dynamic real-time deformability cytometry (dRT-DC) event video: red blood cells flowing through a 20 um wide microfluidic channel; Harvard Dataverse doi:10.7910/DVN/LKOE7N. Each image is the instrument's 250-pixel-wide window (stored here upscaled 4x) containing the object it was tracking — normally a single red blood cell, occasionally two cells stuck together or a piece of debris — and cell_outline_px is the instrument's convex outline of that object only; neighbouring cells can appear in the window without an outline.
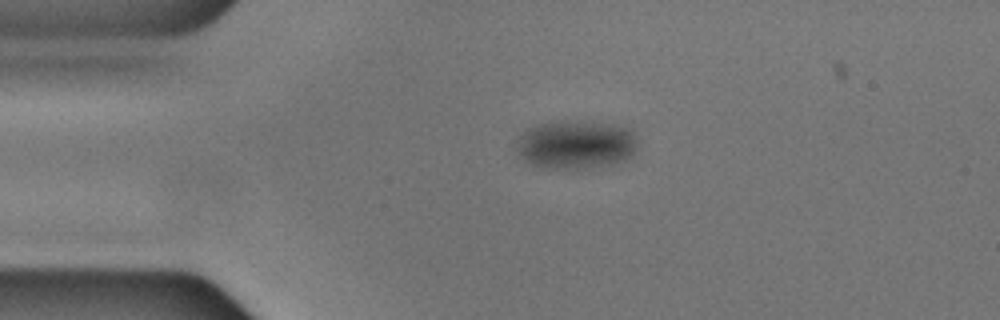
{"species": "common noctule bat (a hibernating species)", "species_latin": "Nyctalus noctula", "temperature_condition": "cold", "stored_images_in_passage": 45, "camera_frame_rate_fps": 3000, "um_per_image_px": 0.085, "animal": {"sex": "male", "body_mass_g": 17.9, "forearm_length_mm": 54.2}, "frame": {"image": 1, "passage_image": 1, "time_ms": 0.0, "image_size_px": [1000, 320], "cell_outline_px": [[636, 152], [632, 156], [624, 160], [612, 164], [576, 168], [544, 168], [532, 164], [516, 148], [520, 136], [524, 132], [536, 124], [560, 120], [580, 120], [616, 124], [628, 128], [636, 136]], "centroid_in_image_um": [49.0, 12.25], "position_along_channel_um": 36.0, "area_um2": 34.22}}
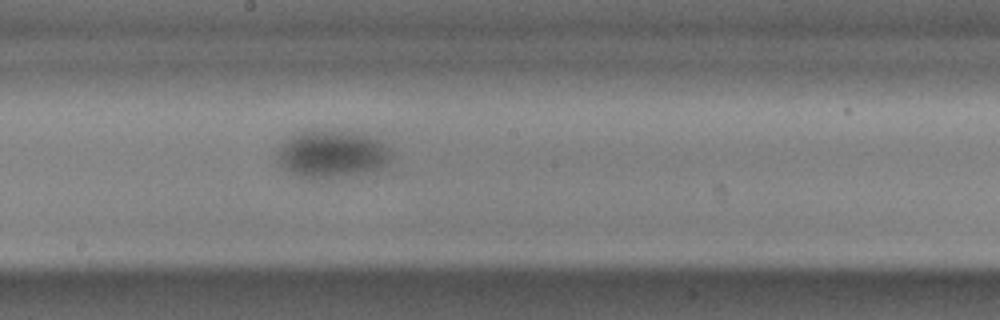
{"frame": {"image": 2, "passage_image": 19, "time_ms": 6.0, "image_size_px": [1000, 320], "cell_outline_px": [[392, 156], [388, 164], [372, 172], [352, 176], [308, 180], [284, 168], [276, 160], [276, 152], [284, 140], [296, 132], [332, 128], [336, 128], [368, 136], [384, 144], [388, 148]], "centroid_in_image_um": [28.19, 13.09], "position_along_channel_um": 220.0, "area_um2": 32.37}}
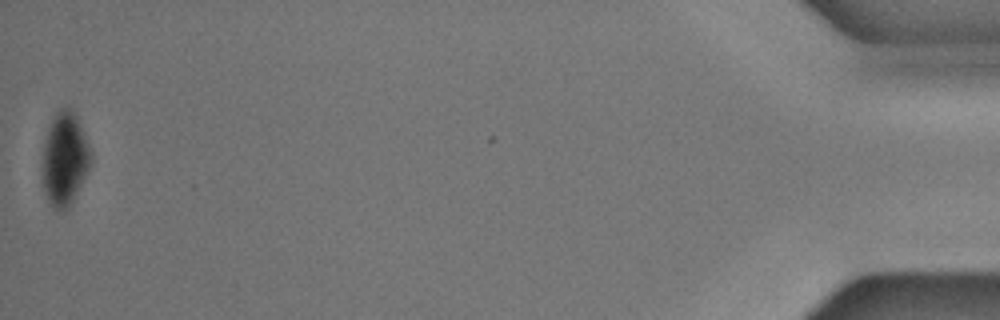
{"frame": {"image": 3, "passage_image": 45, "time_ms": 14.667, "image_size_px": [1000, 320], "cell_outline_px": [[92, 164], [68, 208], [52, 208], [44, 192], [44, 140], [48, 128], [56, 112], [60, 108], [68, 104], [76, 116], [92, 148]], "centroid_in_image_um": [5.54, 13.45], "position_along_channel_um": 429.7, "area_um2": 26.13}}